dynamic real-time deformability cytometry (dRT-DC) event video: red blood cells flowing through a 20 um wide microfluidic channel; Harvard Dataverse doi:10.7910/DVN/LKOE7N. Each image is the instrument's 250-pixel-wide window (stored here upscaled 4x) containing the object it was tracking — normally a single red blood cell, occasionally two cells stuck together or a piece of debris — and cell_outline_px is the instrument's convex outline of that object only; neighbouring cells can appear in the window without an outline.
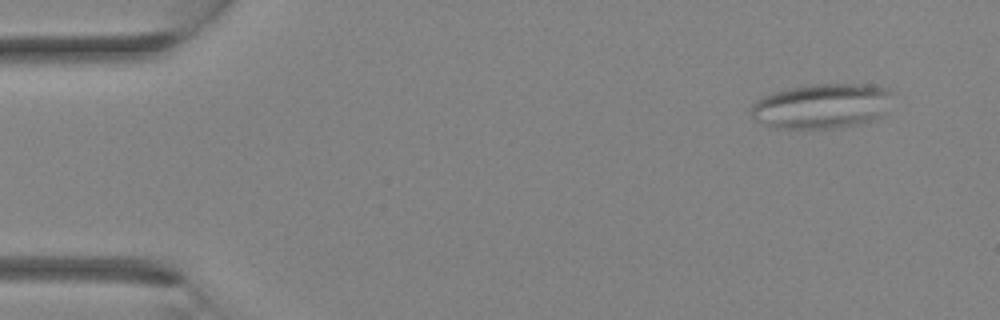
{"species": "Egyptian fruit bat (a non-hibernating species)", "species_latin": "Rousettus aegyptiacus", "temperature_condition": "room temperature", "stored_images_in_passage": 31, "camera_frame_rate_fps": 3000, "um_per_image_px": 0.085, "animal": {"sex": "female"}, "frame": {"image": 1, "passage_image": 1, "time_ms": 0.0, "image_size_px": [1000, 320], "cell_outline_px": [[892, 92], [880, 116], [872, 120], [836, 128], [768, 128], [752, 116], [752, 108], [756, 100], [764, 96], [788, 88], [812, 84], [872, 84], [888, 88]], "centroid_in_image_um": [69.82, 9.0], "position_along_channel_um": 15.2, "area_um2": 36.59}}
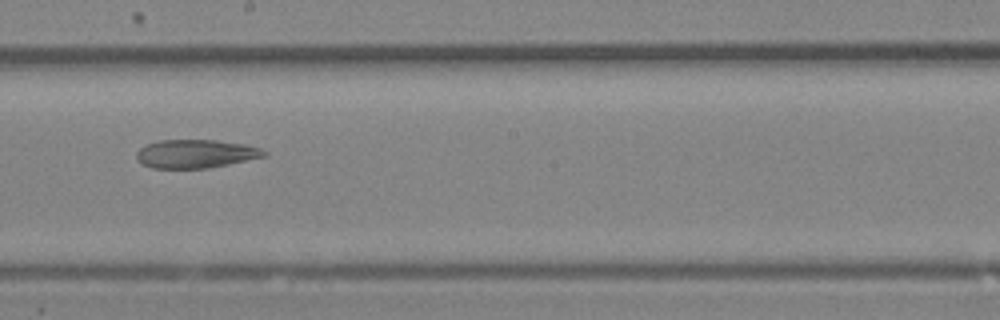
{"frame": {"image": 2, "passage_image": 17, "time_ms": 5.333, "image_size_px": [1000, 320], "cell_outline_px": [[268, 156], [208, 168], [152, 168], [144, 164], [136, 156], [136, 152], [140, 148], [148, 144], [160, 140], [216, 140], [244, 144], [260, 148], [268, 152]], "centroid_in_image_um": [16.68, 13.07], "position_along_channel_um": 231.5, "area_um2": 21.04}}
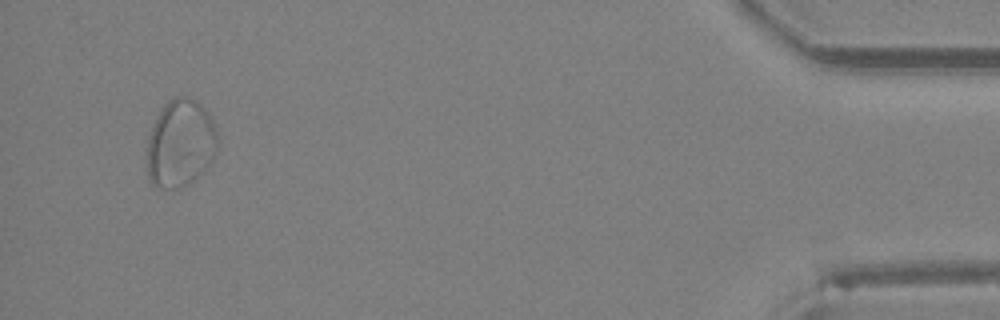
{"frame": {"image": 3, "passage_image": 30, "time_ms": 9.667, "image_size_px": [1000, 320], "cell_outline_px": [[216, 148], [212, 160], [188, 184], [180, 188], [156, 188], [148, 180], [144, 160], [148, 136], [152, 124], [160, 108], [172, 96], [184, 96], [196, 100], [208, 112], [212, 120], [216, 132]], "centroid_in_image_um": [15.24, 12.18], "position_along_channel_um": 420.0, "area_um2": 36.59}}